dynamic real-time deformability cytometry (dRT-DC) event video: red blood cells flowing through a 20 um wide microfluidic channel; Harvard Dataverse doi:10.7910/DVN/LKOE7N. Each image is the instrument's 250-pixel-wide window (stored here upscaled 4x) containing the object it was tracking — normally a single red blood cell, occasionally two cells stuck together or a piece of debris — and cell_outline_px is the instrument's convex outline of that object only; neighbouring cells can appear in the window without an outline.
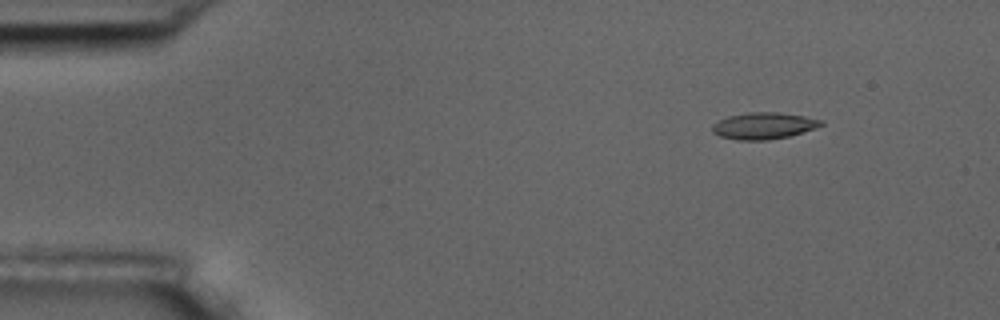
{"species": "common noctule bat (a hibernating species)", "species_latin": "Nyctalus noctula", "temperature_condition": "room temperature", "stored_images_in_passage": 4, "camera_frame_rate_fps": 3000, "um_per_image_px": 0.085, "animal": {"sex": "male", "body_mass_g": 17.5, "forearm_length_mm": 52.3}, "frame": {"image": 1, "passage_image": 2, "time_ms": 1.0, "image_size_px": [1000, 320], "cell_outline_px": [[824, 124], [816, 128], [788, 136], [768, 140], [736, 140], [720, 136], [712, 132], [712, 124], [728, 116], [752, 112], [776, 112], [804, 116], [824, 120]], "centroid_in_image_um": [64.92, 10.69], "position_along_channel_um": 20.1, "area_um2": 16.82}}
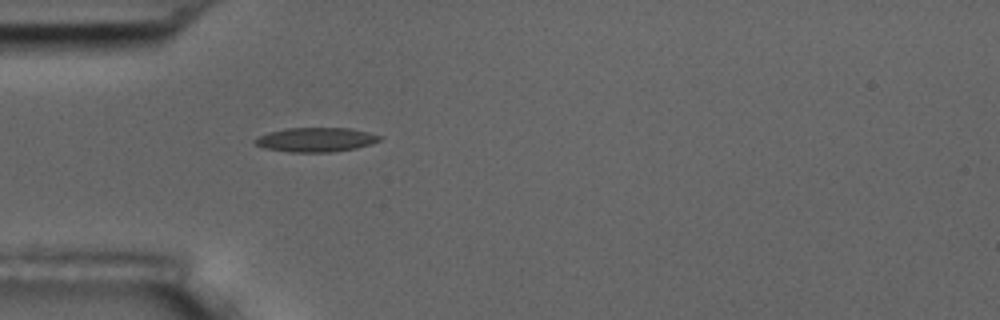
{"frame": {"image": 2, "passage_image": 4, "time_ms": 4.333, "image_size_px": [1000, 320], "cell_outline_px": [[384, 136], [380, 140], [372, 144], [356, 148], [332, 152], [288, 152], [264, 148], [256, 144], [252, 140], [268, 132], [288, 128], [352, 128]], "centroid_in_image_um": [26.88, 11.87], "position_along_channel_um": 58.1, "area_um2": 17.74}}